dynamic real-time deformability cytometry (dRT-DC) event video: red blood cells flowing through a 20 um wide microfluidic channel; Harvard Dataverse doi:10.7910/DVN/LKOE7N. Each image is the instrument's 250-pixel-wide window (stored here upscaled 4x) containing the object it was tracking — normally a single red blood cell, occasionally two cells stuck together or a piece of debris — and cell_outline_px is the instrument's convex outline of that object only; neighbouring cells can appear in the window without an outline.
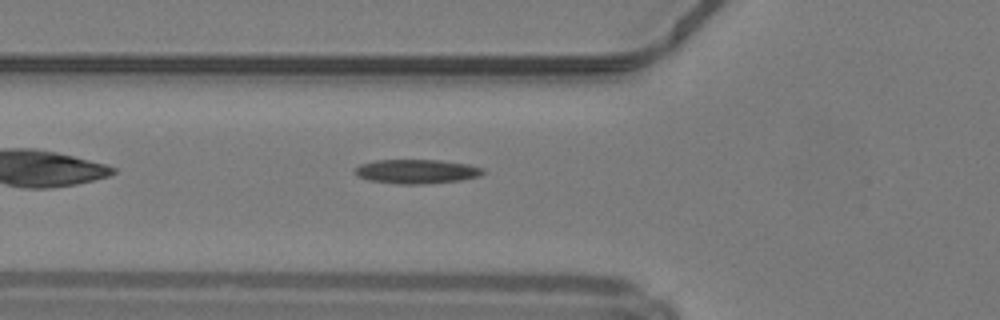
{"species": "common noctule bat (a hibernating species)", "species_latin": "Nyctalus noctula", "temperature_condition": "warm", "stored_images_in_passage": 33, "camera_frame_rate_fps": 3000, "um_per_image_px": 0.085, "animal": {"sex": "male", "body_mass_g": 19.2, "forearm_length_mm": 51.8}, "frame": {"image": 1, "passage_image": 5, "time_ms": 1.333, "image_size_px": [1000, 320], "cell_outline_px": [[484, 172], [480, 176], [460, 180], [424, 184], [396, 184], [368, 180], [356, 176], [356, 168], [360, 164], [376, 160], [440, 160], [468, 164], [484, 168]], "centroid_in_image_um": [35.41, 14.57], "position_along_channel_um": 90.4, "area_um2": 18.09}}
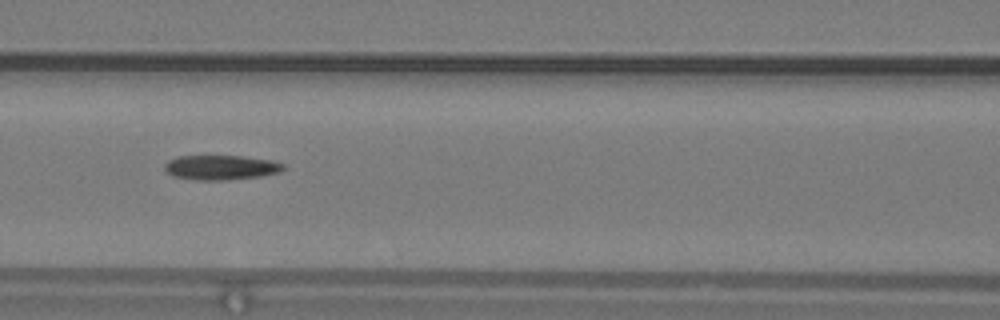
{"frame": {"image": 2, "passage_image": 9, "time_ms": 2.667, "image_size_px": [1000, 320], "cell_outline_px": [[284, 168], [280, 172], [260, 176], [228, 180], [196, 180], [172, 176], [164, 168], [164, 164], [168, 160], [180, 156], [240, 156], [272, 160], [284, 164]], "centroid_in_image_um": [18.77, 14.24], "position_along_channel_um": 147.8, "area_um2": 17.05}}